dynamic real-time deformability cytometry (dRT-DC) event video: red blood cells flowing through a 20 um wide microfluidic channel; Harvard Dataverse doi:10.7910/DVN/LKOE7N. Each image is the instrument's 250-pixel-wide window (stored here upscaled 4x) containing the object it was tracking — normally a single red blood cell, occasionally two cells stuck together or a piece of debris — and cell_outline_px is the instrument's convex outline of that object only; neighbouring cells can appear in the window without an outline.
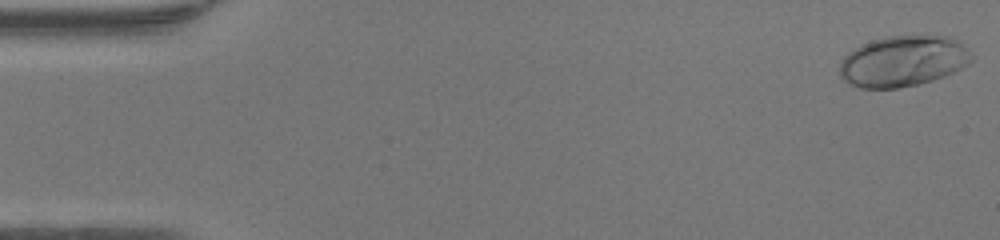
{"species": "human", "species_latin": "Homo sapiens", "temperature_condition": "warm", "stored_images_in_passage": 48, "camera_frame_rate_fps": 3000, "um_per_image_px": 0.085, "donor": {"sex": "female"}, "frame": {"image": 1, "passage_image": 1, "time_ms": 0.0, "image_size_px": [1000, 240], "cell_outline_px": [[972, 60], [968, 64], [944, 76], [932, 80], [916, 84], [896, 88], [860, 88], [848, 84], [840, 76], [840, 60], [848, 52], [872, 40], [884, 36], [952, 36], [960, 40], [972, 56]], "centroid_in_image_um": [76.75, 5.19], "position_along_channel_um": 8.3, "area_um2": 39.02}}
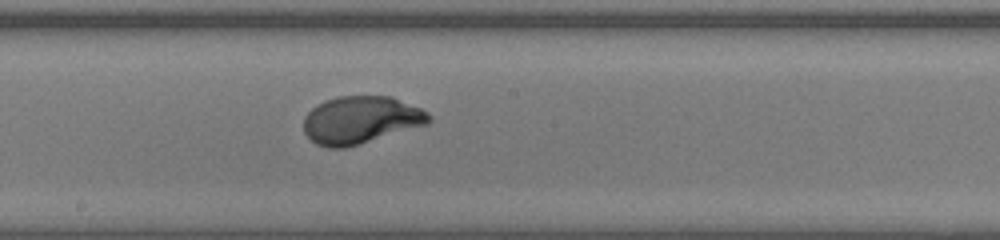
{"frame": {"image": 2, "passage_image": 26, "time_ms": 8.333, "image_size_px": [1000, 240], "cell_outline_px": [[432, 120], [428, 124], [360, 144], [344, 148], [328, 148], [316, 144], [304, 132], [304, 116], [316, 104], [324, 100], [340, 96], [392, 96], [420, 108], [428, 112], [432, 116]], "centroid_in_image_um": [30.67, 10.19], "position_along_channel_um": 217.5, "area_um2": 34.85}}
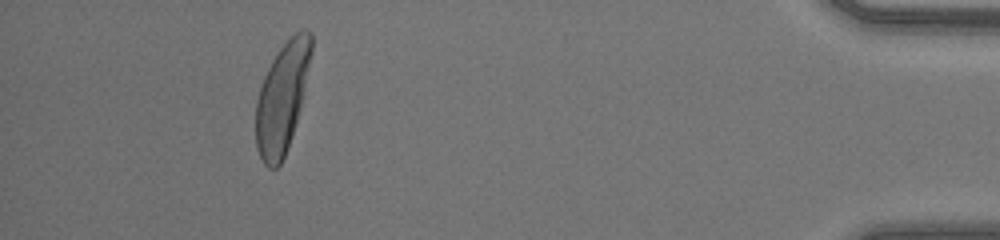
{"frame": {"image": 3, "passage_image": 44, "time_ms": 14.333, "image_size_px": [1000, 240], "cell_outline_px": [[312, 52], [300, 108], [288, 148], [280, 164], [276, 168], [268, 168], [264, 164], [256, 148], [256, 100], [264, 76], [272, 60], [280, 48], [300, 28], [304, 28], [312, 32]], "centroid_in_image_um": [23.98, 8.3], "position_along_channel_um": 411.2, "area_um2": 35.2}, "authors_computed_cell_mechanics": {"area_um2": 34.68, "velocity_mm_per_s": 4.3035, "shape_relaxation_time_tau1_ms": 2.9818, "shape_relaxation_time_tau2_ms": null, "deformation_change_tau1": 0.2096, "deformation_change_tau2": null}}